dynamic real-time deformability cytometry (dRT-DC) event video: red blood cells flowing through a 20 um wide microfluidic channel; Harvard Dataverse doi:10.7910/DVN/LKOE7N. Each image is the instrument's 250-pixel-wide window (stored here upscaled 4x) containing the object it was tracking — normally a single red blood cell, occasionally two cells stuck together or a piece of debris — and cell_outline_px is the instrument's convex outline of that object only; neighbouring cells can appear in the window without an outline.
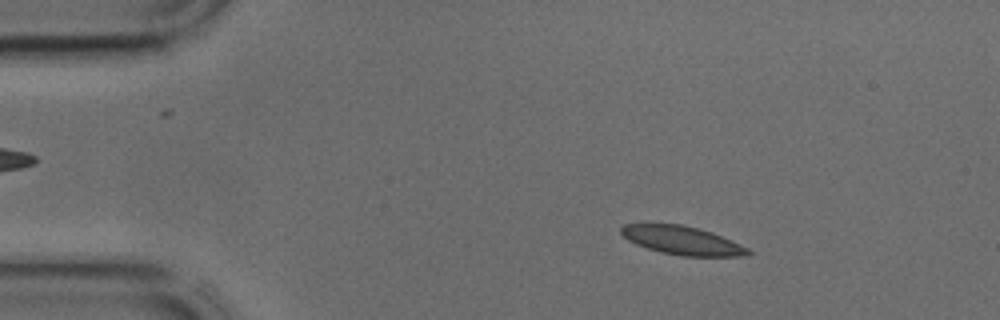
{"species": "common noctule bat (a hibernating species)", "species_latin": "Nyctalus noctula", "temperature_condition": "cold", "stored_images_in_passage": 40, "camera_frame_rate_fps": 3000, "um_per_image_px": 0.085, "animal": {"sex": "male", "body_mass_g": 17.9, "forearm_length_mm": 54.2}, "frame": {"image": 1, "passage_image": 4, "time_ms": 1.0, "image_size_px": [1000, 320], "cell_outline_px": [[752, 252], [748, 256], [680, 256], [660, 252], [636, 244], [628, 240], [620, 232], [620, 228], [624, 224], [680, 224], [712, 232], [748, 248]], "centroid_in_image_um": [57.98, 20.44], "position_along_channel_um": 27.0, "area_um2": 20.92}}
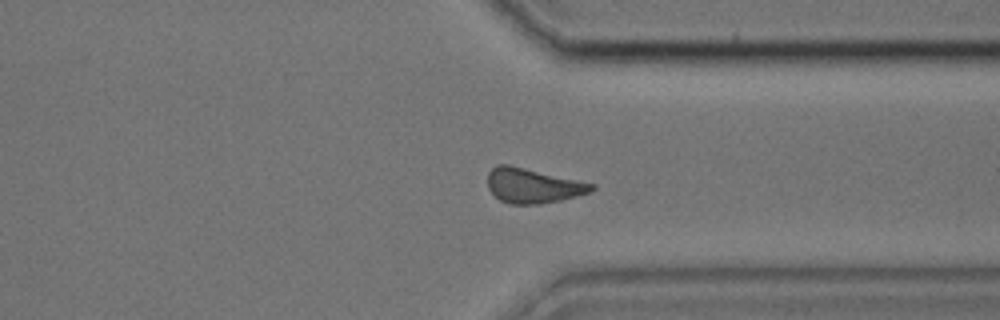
{"frame": {"image": 2, "passage_image": 30, "time_ms": 9.667, "image_size_px": [1000, 320], "cell_outline_px": [[596, 188], [588, 192], [560, 200], [540, 204], [508, 204], [500, 200], [488, 188], [488, 172], [496, 164], [508, 164], [596, 184]], "centroid_in_image_um": [45.27, 15.77], "position_along_channel_um": 366.1, "area_um2": 20.92}}
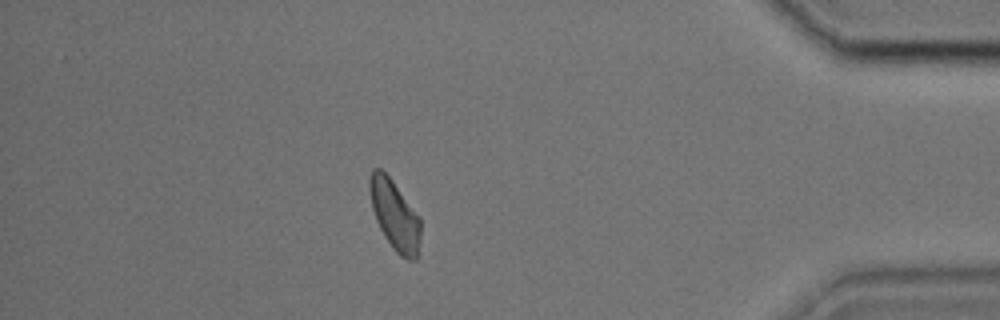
{"frame": {"image": 3, "passage_image": 35, "time_ms": 11.333, "image_size_px": [1000, 320], "cell_outline_px": [[420, 240], [416, 260], [408, 260], [400, 256], [392, 248], [384, 236], [376, 220], [372, 208], [368, 188], [368, 180], [372, 168], [380, 168], [392, 180], [420, 216]], "centroid_in_image_um": [33.54, 18.27], "position_along_channel_um": 401.7, "area_um2": 20.92}}